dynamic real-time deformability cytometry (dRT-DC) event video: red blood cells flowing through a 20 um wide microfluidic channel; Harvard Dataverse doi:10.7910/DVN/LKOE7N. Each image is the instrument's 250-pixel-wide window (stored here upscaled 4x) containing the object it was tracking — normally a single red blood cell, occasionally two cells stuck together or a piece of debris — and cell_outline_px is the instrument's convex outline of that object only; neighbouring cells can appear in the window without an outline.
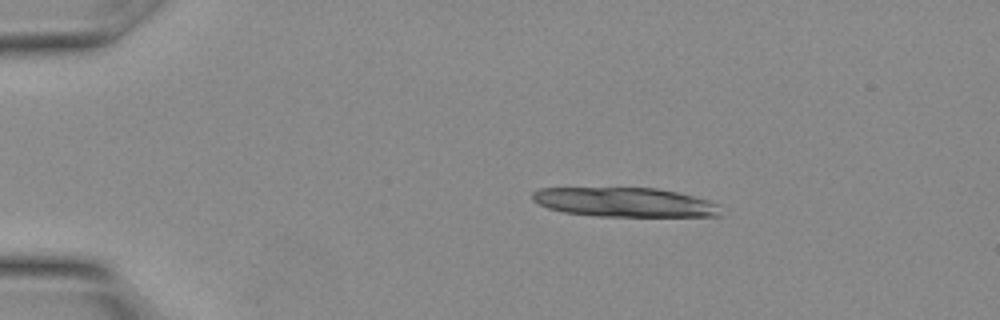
{"species": "Egyptian fruit bat (a non-hibernating species)", "species_latin": "Rousettus aegyptiacus", "temperature_condition": "warm", "stored_images_in_passage": 29, "segment_of_instrument_passage": [1, 2], "camera_frame_rate_fps": 3000, "um_per_image_px": 0.085, "animal": {"sex": "female"}, "frame": {"image": 1, "passage_image": 5, "time_ms": 1.333, "image_size_px": [1000, 320], "cell_outline_px": [[720, 216], [596, 216], [564, 212], [548, 208], [532, 200], [532, 192], [540, 188], [656, 188], [676, 192], [708, 200], [720, 204]], "centroid_in_image_um": [53.1, 17.19], "position_along_channel_um": 31.9, "area_um2": 32.02}}